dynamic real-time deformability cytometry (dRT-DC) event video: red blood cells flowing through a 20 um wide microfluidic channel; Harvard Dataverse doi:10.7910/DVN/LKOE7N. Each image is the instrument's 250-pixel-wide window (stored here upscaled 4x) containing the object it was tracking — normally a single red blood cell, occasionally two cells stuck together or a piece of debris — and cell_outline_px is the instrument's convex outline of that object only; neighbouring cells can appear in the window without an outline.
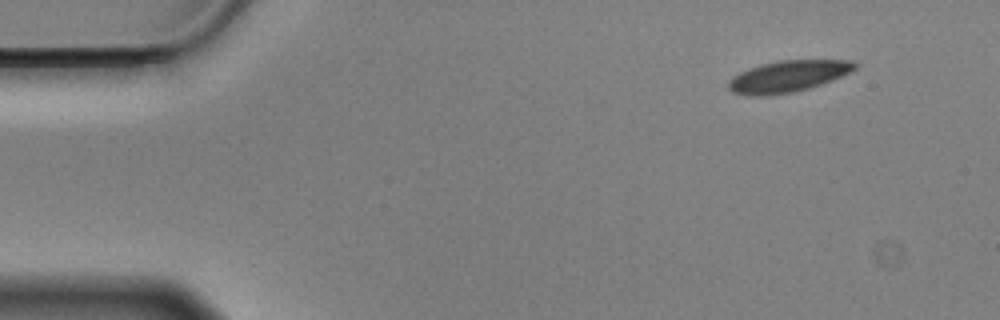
{"species": "Egyptian fruit bat (a non-hibernating species)", "species_latin": "Rousettus aegyptiacus", "temperature_condition": "cold", "stored_images_in_passage": 53, "camera_frame_rate_fps": 3000, "um_per_image_px": 0.085, "animal": {"sex": "male"}, "frame": {"image": 1, "passage_image": 1, "time_ms": 0.0, "image_size_px": [1000, 320], "cell_outline_px": [[856, 68], [832, 80], [808, 88], [792, 92], [768, 96], [748, 96], [732, 92], [728, 88], [728, 80], [732, 76], [740, 72], [760, 64], [776, 60], [852, 60], [856, 64]], "centroid_in_image_um": [66.91, 6.49], "position_along_channel_um": 18.1, "area_um2": 23.18}}
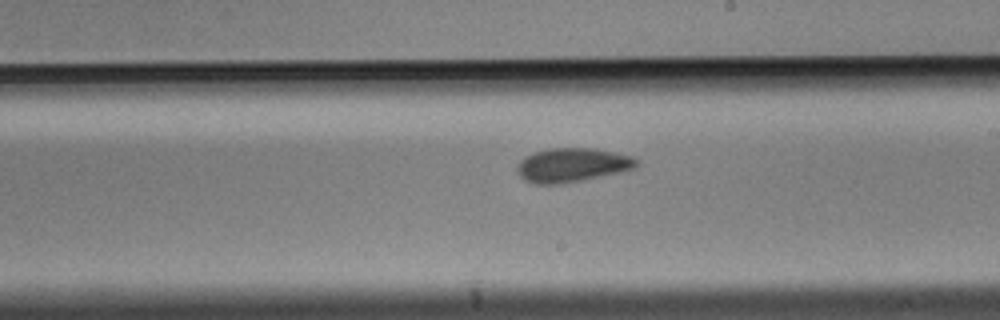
{"frame": {"image": 2, "passage_image": 28, "time_ms": 9.0, "image_size_px": [1000, 320], "cell_outline_px": [[640, 160], [636, 168], [620, 172], [560, 184], [536, 184], [524, 180], [520, 176], [516, 168], [520, 160], [532, 152], [548, 148], [596, 148], [616, 152], [632, 156]], "centroid_in_image_um": [48.65, 14.01], "position_along_channel_um": 240.4, "area_um2": 23.81}}
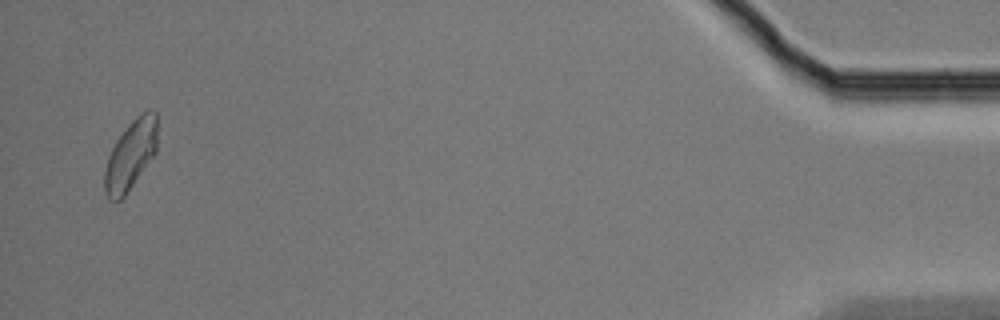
{"frame": {"image": 3, "passage_image": 51, "time_ms": 16.667, "image_size_px": [1000, 320], "cell_outline_px": [[156, 152], [124, 196], [120, 200], [108, 200], [104, 192], [104, 172], [108, 156], [116, 140], [128, 124], [140, 112], [148, 108], [156, 112]], "centroid_in_image_um": [11.08, 13.15], "position_along_channel_um": 424.1, "area_um2": 21.27}, "authors_computed_cell_mechanics": {"area_um2": 23.0622, "velocity_mm_per_s": 3.4983, "shape_relaxation_time_tau1_ms": 2.8666, "shape_relaxation_time_tau2_ms": 4.4937, "deformation_change_tau1": 0.0928, "deformation_change_tau2": 0.0601}}